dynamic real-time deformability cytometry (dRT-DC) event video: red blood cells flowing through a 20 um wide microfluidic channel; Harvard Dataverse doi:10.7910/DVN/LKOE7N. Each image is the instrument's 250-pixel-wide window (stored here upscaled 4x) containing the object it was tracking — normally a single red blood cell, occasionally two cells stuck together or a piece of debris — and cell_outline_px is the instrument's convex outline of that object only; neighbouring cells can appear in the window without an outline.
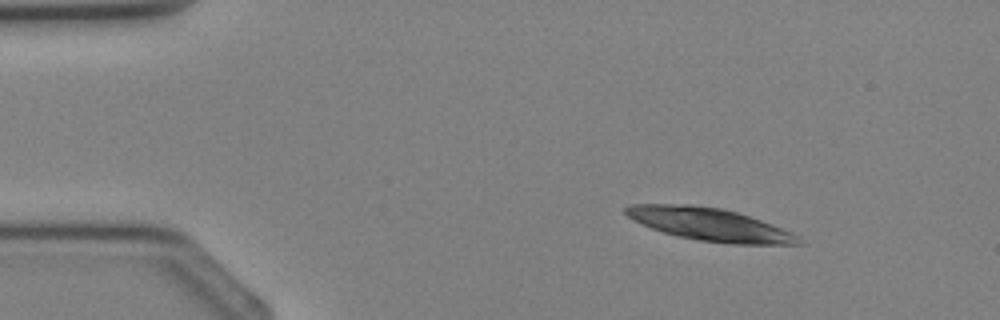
{"species": "Egyptian fruit bat (a non-hibernating species)", "species_latin": "Rousettus aegyptiacus", "temperature_condition": "cold", "stored_images_in_passage": 2, "camera_frame_rate_fps": 3000, "um_per_image_px": 0.085, "animal": {"sex": "female"}, "frame": {"image": 1, "passage_image": 1, "time_ms": 0.0, "image_size_px": [1000, 320], "cell_outline_px": [[804, 244], [732, 244], [700, 240], [676, 236], [652, 228], [628, 216], [624, 212], [624, 208], [632, 204], [688, 204], [720, 208], [736, 212], [772, 224], [792, 232], [800, 236]], "centroid_in_image_um": [60.36, 19.08], "position_along_channel_um": 24.6, "area_um2": 32.6}}